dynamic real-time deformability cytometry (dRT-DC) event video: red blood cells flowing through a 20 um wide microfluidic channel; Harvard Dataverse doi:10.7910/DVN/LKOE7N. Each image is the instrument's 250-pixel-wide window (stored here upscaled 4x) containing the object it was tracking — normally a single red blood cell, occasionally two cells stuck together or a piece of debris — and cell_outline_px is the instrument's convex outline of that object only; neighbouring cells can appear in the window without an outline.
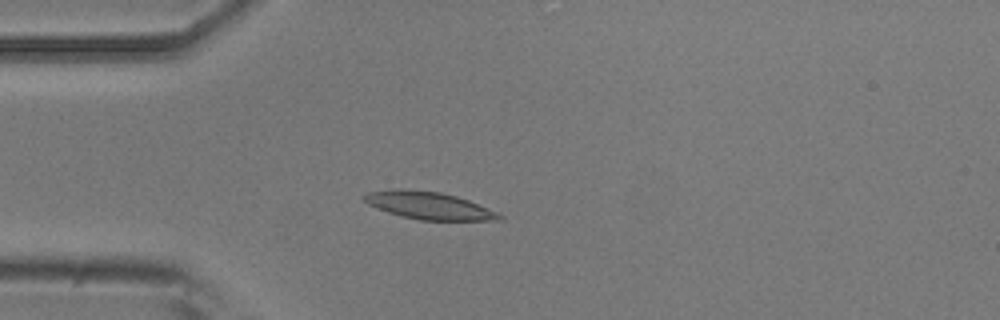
{"species": "common noctule bat (a hibernating species)", "species_latin": "Nyctalus noctula", "temperature_condition": "room temperature", "stored_images_in_passage": 5, "camera_frame_rate_fps": 3000, "um_per_image_px": 0.085, "animal": {"sex": "male", "body_mass_g": 20.5, "forearm_length_mm": 52.5}, "frame": {"image": 1, "passage_image": 5, "time_ms": 4.333, "image_size_px": [1000, 320], "cell_outline_px": [[504, 220], [420, 220], [388, 212], [368, 204], [364, 200], [364, 196], [368, 192], [440, 192], [456, 196], [468, 200], [496, 212], [504, 216]], "centroid_in_image_um": [36.58, 17.53], "position_along_channel_um": 48.4, "area_um2": 20.23}}